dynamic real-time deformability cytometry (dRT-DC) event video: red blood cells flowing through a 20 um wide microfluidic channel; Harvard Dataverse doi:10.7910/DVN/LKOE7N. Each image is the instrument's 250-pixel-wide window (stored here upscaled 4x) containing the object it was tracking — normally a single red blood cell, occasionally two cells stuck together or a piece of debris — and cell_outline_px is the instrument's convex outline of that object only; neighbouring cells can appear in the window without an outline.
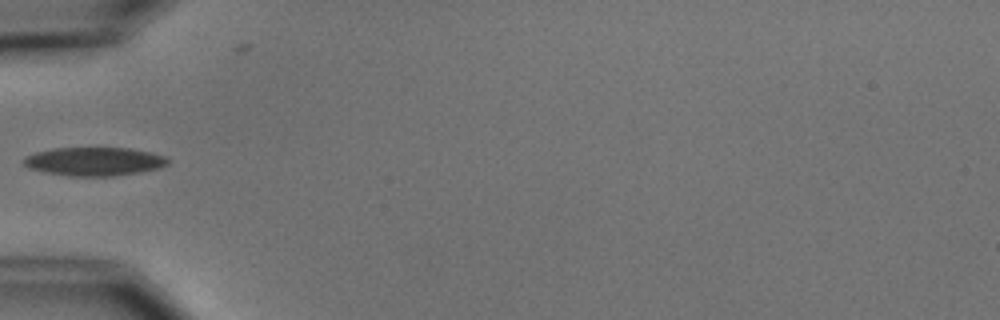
{"species": "common noctule bat (a hibernating species)", "species_latin": "Nyctalus noctula", "temperature_condition": "cold", "stored_images_in_passage": 6, "camera_frame_rate_fps": 3000, "um_per_image_px": 0.085, "animal": {"sex": "male", "body_mass_g": 15.6}, "frame": {"image": 1, "passage_image": 6, "time_ms": 6.0, "image_size_px": [1000, 320], "cell_outline_px": [[172, 160], [168, 164], [160, 168], [112, 176], [68, 176], [44, 172], [28, 168], [24, 164], [24, 160], [28, 156], [36, 152], [52, 148], [132, 148], [152, 152], [168, 156]], "centroid_in_image_um": [8.08, 13.72], "position_along_channel_um": 76.9, "area_um2": 24.1}}